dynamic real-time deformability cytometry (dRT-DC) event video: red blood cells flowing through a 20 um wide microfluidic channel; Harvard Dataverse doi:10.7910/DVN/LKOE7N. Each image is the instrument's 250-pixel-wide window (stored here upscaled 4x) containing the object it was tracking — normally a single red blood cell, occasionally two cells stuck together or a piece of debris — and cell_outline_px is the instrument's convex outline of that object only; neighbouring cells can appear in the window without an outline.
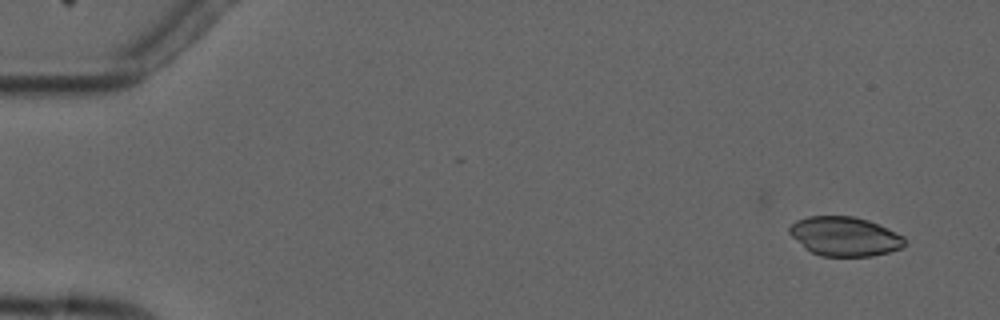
{"species": "common noctule bat (a hibernating species)", "species_latin": "Nyctalus noctula", "temperature_condition": "cold", "stored_images_in_passage": 7, "camera_frame_rate_fps": 3000, "um_per_image_px": 0.085, "animal": {"sex": "male", "forearm_length_mm": 52.5}, "frame": {"image": 1, "passage_image": 2, "time_ms": 1.0, "image_size_px": [1000, 320], "cell_outline_px": [[904, 244], [900, 248], [888, 252], [872, 256], [820, 256], [804, 248], [788, 232], [788, 228], [796, 220], [808, 216], [852, 216], [868, 220], [888, 228], [904, 236]], "centroid_in_image_um": [71.78, 20.09], "position_along_channel_um": 13.2, "area_um2": 26.3}}
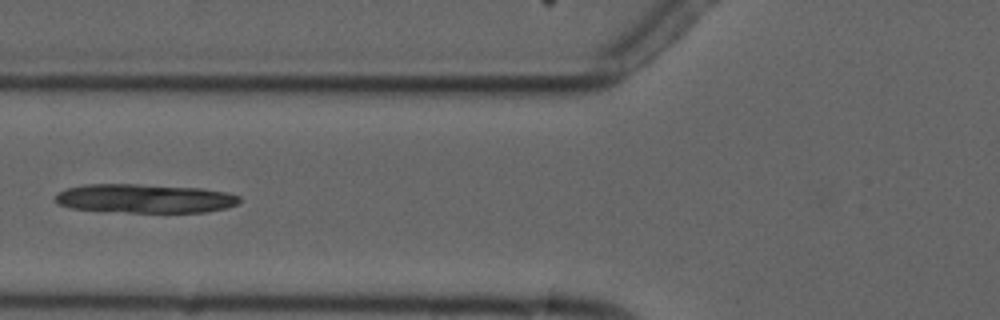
{"frame": {"image": 2, "passage_image": 7, "time_ms": 7.0, "image_size_px": [1000, 320], "cell_outline_px": [[240, 200], [236, 204], [228, 208], [204, 212], [128, 212], [72, 208], [56, 204], [56, 192], [68, 188], [84, 184], [136, 184], [200, 188], [228, 192], [240, 196]], "centroid_in_image_um": [12.31, 16.86], "position_along_channel_um": 113.5, "area_um2": 30.98}}